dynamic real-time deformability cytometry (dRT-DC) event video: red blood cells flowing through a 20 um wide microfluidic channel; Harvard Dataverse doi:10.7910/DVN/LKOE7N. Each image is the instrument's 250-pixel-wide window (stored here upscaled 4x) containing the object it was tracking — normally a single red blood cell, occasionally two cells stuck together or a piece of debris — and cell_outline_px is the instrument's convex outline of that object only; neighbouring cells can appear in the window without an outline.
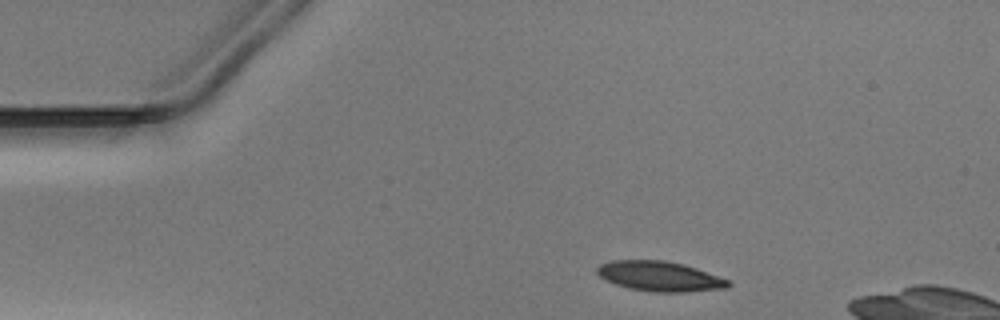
{"species": "Egyptian fruit bat (a non-hibernating species)", "species_latin": "Rousettus aegyptiacus", "temperature_condition": "warm", "stored_images_in_passage": 33, "camera_frame_rate_fps": 3000, "um_per_image_px": 0.085, "animal": {"sex": "male"}, "frame": {"image": 1, "passage_image": 1, "time_ms": 0.0, "image_size_px": [1000, 320], "cell_outline_px": [[732, 284], [728, 288], [684, 292], [656, 292], [628, 288], [616, 284], [600, 276], [596, 272], [596, 268], [600, 264], [612, 260], [664, 260], [684, 264], [696, 268], [728, 280]], "centroid_in_image_um": [56.08, 23.48], "position_along_channel_um": 28.9, "area_um2": 22.77}}
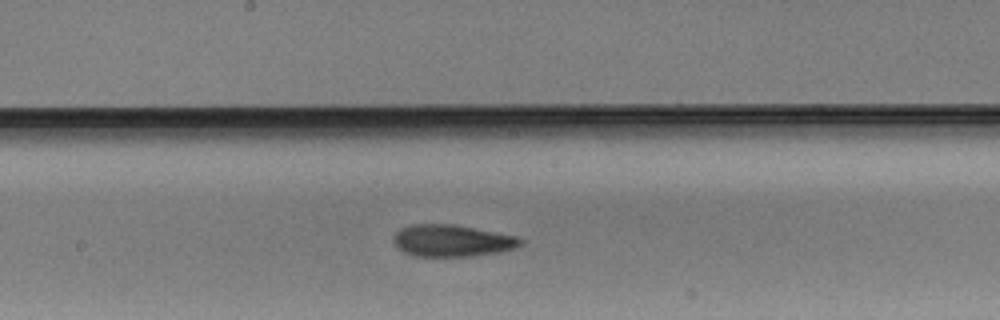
{"frame": {"image": 2, "passage_image": 19, "time_ms": 6.0, "image_size_px": [1000, 320], "cell_outline_px": [[524, 244], [516, 248], [500, 252], [472, 256], [412, 256], [404, 252], [392, 240], [396, 232], [404, 228], [416, 224], [452, 224], [520, 236], [524, 240]], "centroid_in_image_um": [38.51, 20.46], "position_along_channel_um": 209.7, "area_um2": 23.64}}
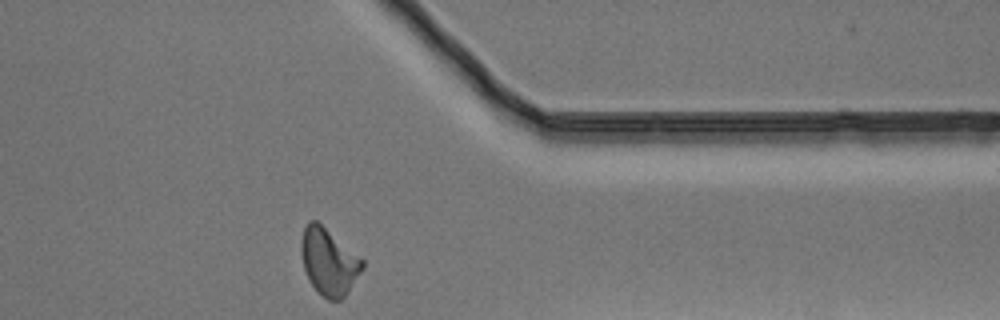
{"frame": {"image": 3, "passage_image": 33, "time_ms": 10.667, "image_size_px": [1000, 320], "cell_outline_px": [[364, 268], [348, 292], [340, 300], [328, 300], [308, 280], [304, 268], [300, 252], [300, 240], [304, 228], [308, 220], [316, 220], [364, 260]], "centroid_in_image_um": [27.94, 22.23], "position_along_channel_um": 383.5, "area_um2": 23.64}}